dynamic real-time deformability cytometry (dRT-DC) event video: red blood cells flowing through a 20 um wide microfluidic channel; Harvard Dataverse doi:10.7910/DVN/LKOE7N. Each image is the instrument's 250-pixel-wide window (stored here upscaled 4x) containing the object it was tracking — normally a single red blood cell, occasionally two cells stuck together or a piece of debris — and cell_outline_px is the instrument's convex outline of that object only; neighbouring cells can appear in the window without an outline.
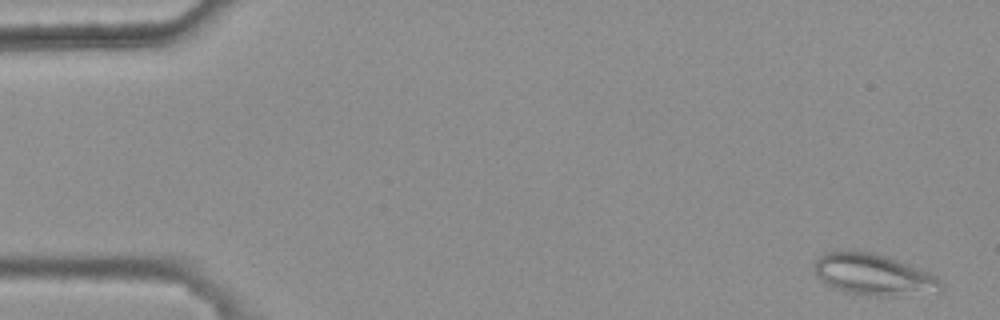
{"species": "common noctule bat (a hibernating species)", "species_latin": "Nyctalus noctula", "temperature_condition": "warm", "stored_images_in_passage": 6, "camera_frame_rate_fps": 3000, "um_per_image_px": 0.085, "animal": {"sex": "female", "body_mass_g": 25.1}, "frame": {"image": 1, "passage_image": 1, "time_ms": 0.0, "image_size_px": [1000, 320], "cell_outline_px": [[944, 288], [940, 292], [892, 296], [876, 296], [848, 292], [832, 288], [820, 280], [812, 272], [812, 264], [824, 252], [840, 248], [856, 248], [872, 252], [896, 260], [928, 272], [936, 276], [940, 280]], "centroid_in_image_um": [74.16, 23.3], "position_along_channel_um": 10.8, "area_um2": 31.33}}